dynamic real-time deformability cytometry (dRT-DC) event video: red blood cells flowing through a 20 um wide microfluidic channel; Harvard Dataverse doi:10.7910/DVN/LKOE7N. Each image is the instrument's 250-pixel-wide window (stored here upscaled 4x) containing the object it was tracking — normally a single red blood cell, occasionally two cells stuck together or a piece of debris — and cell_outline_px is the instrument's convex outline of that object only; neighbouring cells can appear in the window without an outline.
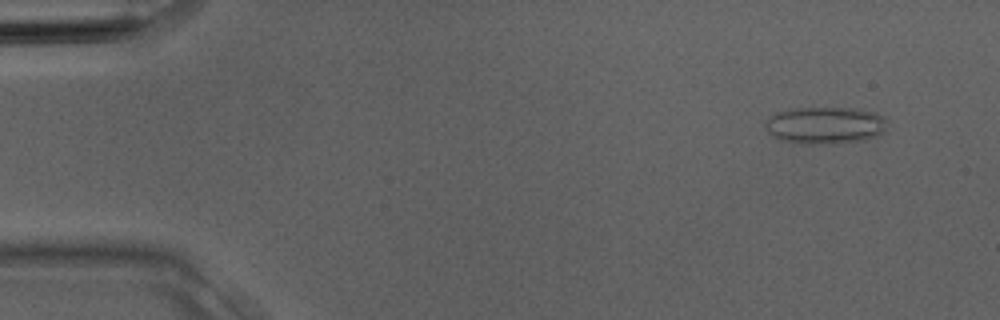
{"species": "Egyptian fruit bat (a non-hibernating species)", "species_latin": "Rousettus aegyptiacus", "temperature_condition": "room temperature", "stored_images_in_passage": 3, "camera_frame_rate_fps": 3000, "um_per_image_px": 0.085, "animal": {"sex": "male"}, "frame": {"image": 1, "passage_image": 1, "time_ms": 0.0, "image_size_px": [1000, 320], "cell_outline_px": [[888, 120], [884, 128], [876, 136], [864, 140], [820, 144], [804, 144], [780, 140], [772, 136], [764, 128], [764, 124], [768, 116], [776, 112], [792, 108], [856, 108], [876, 112], [884, 116]], "centroid_in_image_um": [70.09, 10.64], "position_along_channel_um": 14.9, "area_um2": 26.59}}